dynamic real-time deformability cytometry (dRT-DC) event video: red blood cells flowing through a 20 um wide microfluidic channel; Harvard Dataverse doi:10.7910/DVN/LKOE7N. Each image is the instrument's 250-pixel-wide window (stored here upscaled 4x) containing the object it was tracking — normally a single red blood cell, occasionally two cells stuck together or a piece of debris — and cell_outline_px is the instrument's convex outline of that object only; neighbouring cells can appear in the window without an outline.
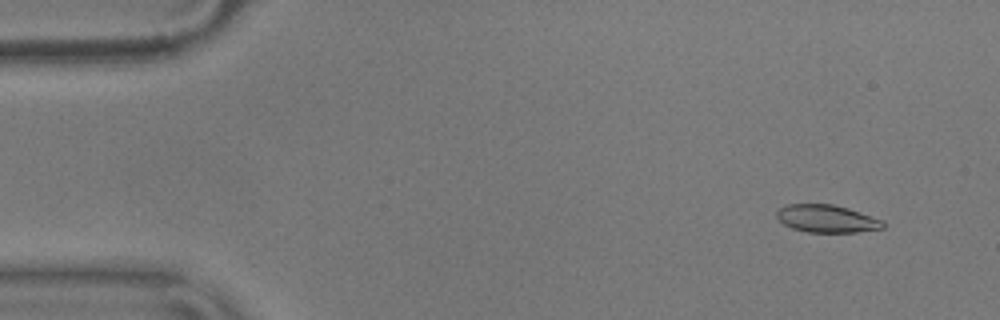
{"species": "common noctule bat (a hibernating species)", "species_latin": "Nyctalus noctula", "temperature_condition": "warm", "stored_images_in_passage": 56, "camera_frame_rate_fps": 3000, "um_per_image_px": 0.085, "animal": {"sex": "male", "body_mass_g": 17.9}, "frame": {"image": 1, "passage_image": 5, "time_ms": 1.333, "image_size_px": [1000, 320], "cell_outline_px": [[884, 228], [856, 232], [808, 232], [792, 228], [784, 224], [776, 216], [776, 212], [780, 208], [788, 204], [832, 204], [848, 208], [884, 220]], "centroid_in_image_um": [70.29, 18.58], "position_along_channel_um": 14.7, "area_um2": 17.05}}
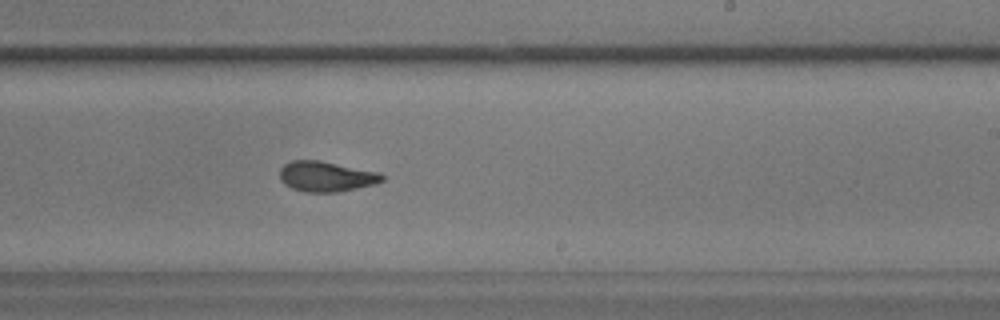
{"frame": {"image": 2, "passage_image": 34, "time_ms": 11.0, "image_size_px": [1000, 320], "cell_outline_px": [[384, 180], [376, 184], [336, 192], [304, 192], [292, 188], [284, 184], [280, 180], [280, 168], [284, 164], [292, 160], [320, 160], [376, 172], [384, 176]], "centroid_in_image_um": [27.68, 15.0], "position_along_channel_um": 261.3, "area_um2": 17.98}}
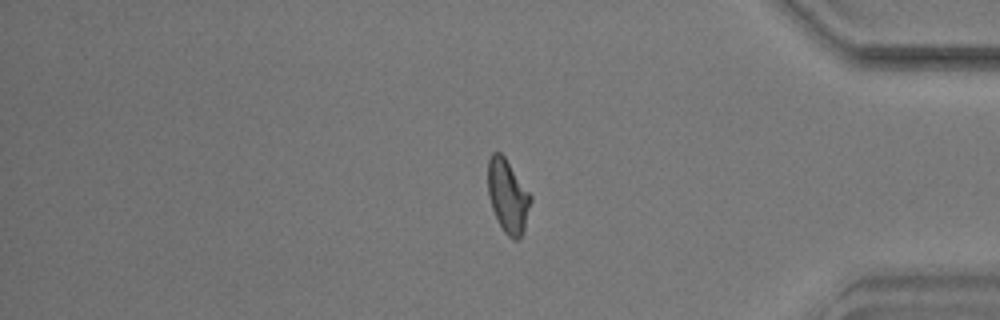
{"frame": {"image": 3, "passage_image": 47, "time_ms": 15.333, "image_size_px": [1000, 320], "cell_outline_px": [[532, 200], [524, 232], [516, 240], [512, 240], [504, 232], [492, 208], [488, 196], [488, 160], [492, 152], [500, 152], [504, 156], [532, 196]], "centroid_in_image_um": [43.17, 16.68], "position_along_channel_um": 392.0, "area_um2": 18.26}, "authors_computed_cell_mechanics": {"area_um2": 18.0914, "velocity_mm_per_s": 3.6118, "shape_relaxation_time_tau1_ms": 5.5661, "shape_relaxation_time_tau2_ms": 1.8961, "deformation_change_tau1": 0.1556, "deformation_change_tau2": 0.0842}}